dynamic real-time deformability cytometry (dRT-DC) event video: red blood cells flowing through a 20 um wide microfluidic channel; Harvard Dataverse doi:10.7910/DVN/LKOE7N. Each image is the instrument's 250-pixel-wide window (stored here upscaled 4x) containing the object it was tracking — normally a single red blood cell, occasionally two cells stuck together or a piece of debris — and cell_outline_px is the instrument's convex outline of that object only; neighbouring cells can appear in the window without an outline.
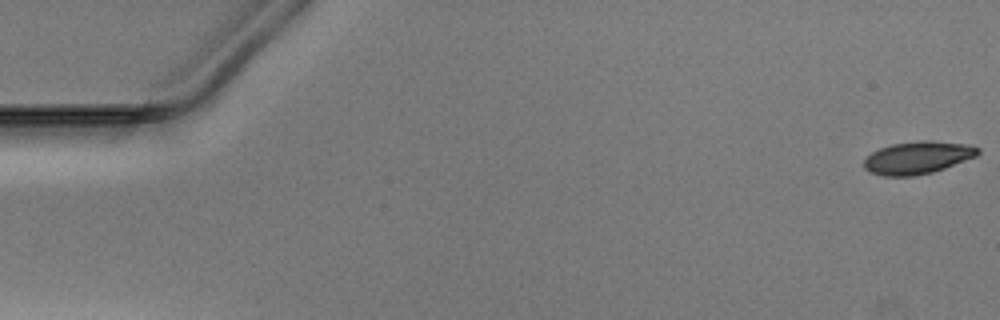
{"species": "Egyptian fruit bat (a non-hibernating species)", "species_latin": "Rousettus aegyptiacus", "temperature_condition": "warm", "stored_images_in_passage": 39, "camera_frame_rate_fps": 3000, "um_per_image_px": 0.085, "animal": {"sex": "male"}, "frame": {"image": 1, "passage_image": 1, "time_ms": 0.0, "image_size_px": [1000, 320], "cell_outline_px": [[980, 152], [976, 156], [944, 168], [932, 172], [912, 176], [884, 176], [872, 172], [864, 168], [864, 160], [872, 152], [880, 148], [892, 144], [920, 140], [932, 140], [968, 144], [980, 148]], "centroid_in_image_um": [78.02, 13.38], "position_along_channel_um": 7.0, "area_um2": 21.5}}
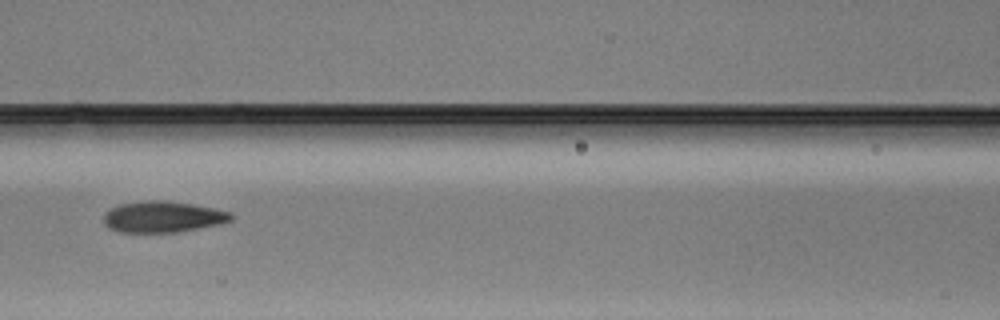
{"frame": {"image": 2, "passage_image": 23, "time_ms": 7.333, "image_size_px": [1000, 320], "cell_outline_px": [[232, 220], [220, 224], [176, 232], [120, 232], [108, 228], [104, 224], [104, 216], [112, 208], [120, 204], [148, 200], [160, 200], [192, 204], [232, 212]], "centroid_in_image_um": [13.84, 18.43], "position_along_channel_um": 152.8, "area_um2": 22.89}}
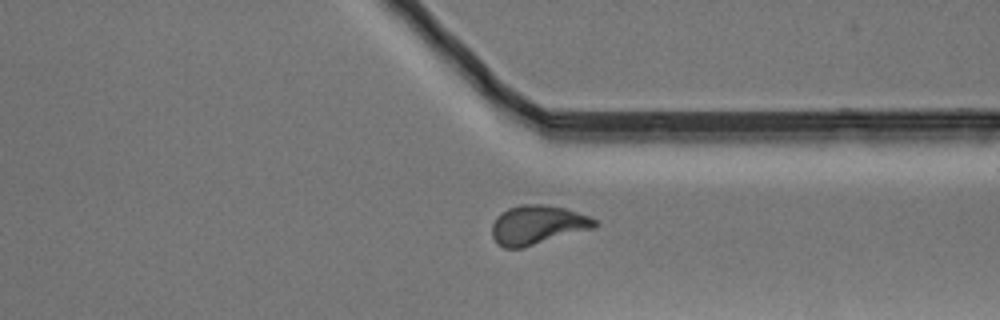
{"frame": {"image": 3, "passage_image": 39, "time_ms": 12.667, "image_size_px": [1000, 320], "cell_outline_px": [[600, 224], [596, 228], [520, 248], [504, 248], [496, 244], [492, 236], [492, 224], [496, 216], [508, 208], [520, 204], [540, 204], [564, 208], [588, 216], [596, 220]], "centroid_in_image_um": [45.68, 19.12], "position_along_channel_um": 365.7, "area_um2": 23.47}}